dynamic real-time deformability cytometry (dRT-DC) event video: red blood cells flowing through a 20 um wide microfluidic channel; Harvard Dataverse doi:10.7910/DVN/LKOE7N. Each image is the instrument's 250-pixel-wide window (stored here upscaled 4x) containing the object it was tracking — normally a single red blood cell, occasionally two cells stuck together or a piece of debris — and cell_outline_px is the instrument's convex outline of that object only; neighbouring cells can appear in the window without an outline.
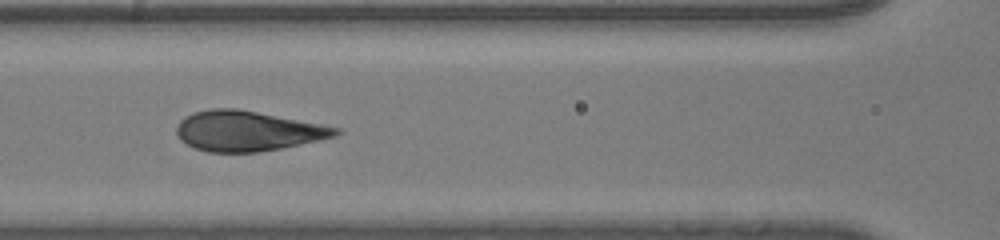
{"species": "human", "species_latin": "Homo sapiens", "temperature_condition": "room temperature", "stored_images_in_passage": 17, "camera_frame_rate_fps": 3000, "um_per_image_px": 0.085, "donor": {"sex": "male"}, "frame": {"image": 1, "passage_image": 8, "time_ms": 2.333, "image_size_px": [1000, 240], "cell_outline_px": [[344, 132], [336, 136], [320, 140], [260, 152], [208, 152], [196, 148], [180, 140], [176, 132], [176, 128], [180, 120], [184, 116], [192, 112], [212, 108], [236, 108], [320, 124], [340, 128]], "centroid_in_image_um": [21.03, 11.13], "position_along_channel_um": 145.6, "area_um2": 37.11}}